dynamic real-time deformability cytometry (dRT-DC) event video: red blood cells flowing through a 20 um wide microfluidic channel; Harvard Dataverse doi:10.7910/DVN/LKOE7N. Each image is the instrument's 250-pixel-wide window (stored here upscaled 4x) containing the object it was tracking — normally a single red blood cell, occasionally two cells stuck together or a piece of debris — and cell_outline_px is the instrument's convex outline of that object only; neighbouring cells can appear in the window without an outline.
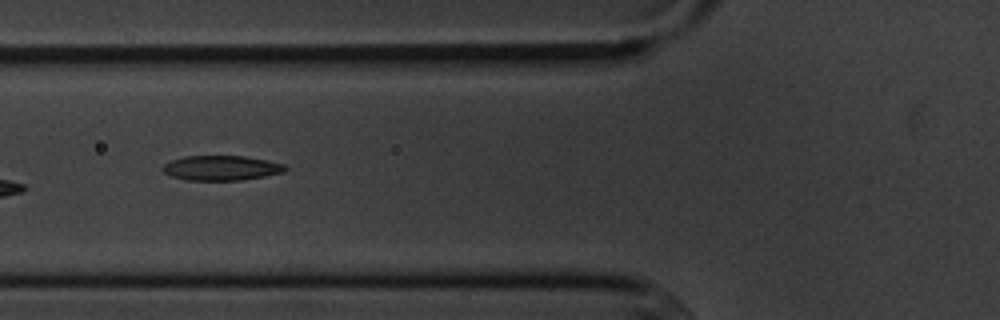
{"species": "common noctule bat (a hibernating species)", "species_latin": "Nyctalus noctula", "temperature_condition": "cold", "stored_images_in_passage": 14, "camera_frame_rate_fps": 3000, "um_per_image_px": 0.085, "animal": {"sex": "male", "body_mass_g": 20.1, "forearm_length_mm": 53.5}, "frame": {"image": 1, "passage_image": 5, "time_ms": 5.667, "image_size_px": [1000, 320], "cell_outline_px": [[288, 168], [284, 172], [264, 176], [240, 180], [184, 180], [172, 176], [164, 172], [160, 168], [164, 164], [172, 160], [184, 156], [244, 156], [268, 160], [284, 164]], "centroid_in_image_um": [18.81, 14.27], "position_along_channel_um": 107.0, "area_um2": 17.74}}
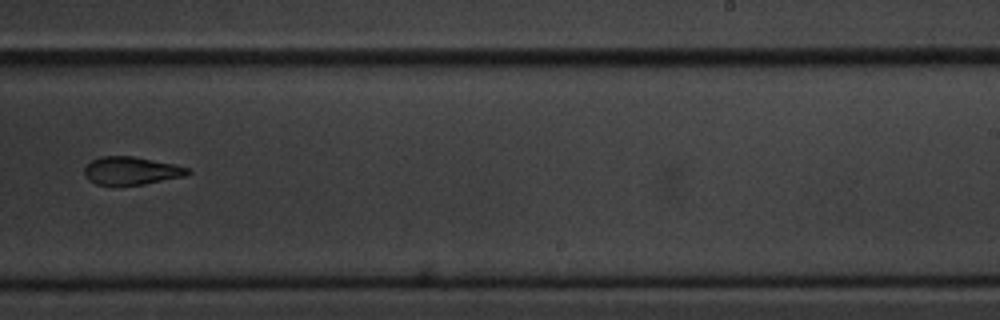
{"frame": {"image": 2, "passage_image": 9, "time_ms": 10.333, "image_size_px": [1000, 320], "cell_outline_px": [[192, 172], [184, 176], [144, 184], [96, 184], [88, 180], [84, 172], [84, 168], [92, 160], [100, 156], [132, 156], [176, 164], [188, 168]], "centroid_in_image_um": [11.17, 14.5], "position_along_channel_um": 277.8, "area_um2": 16.65}}
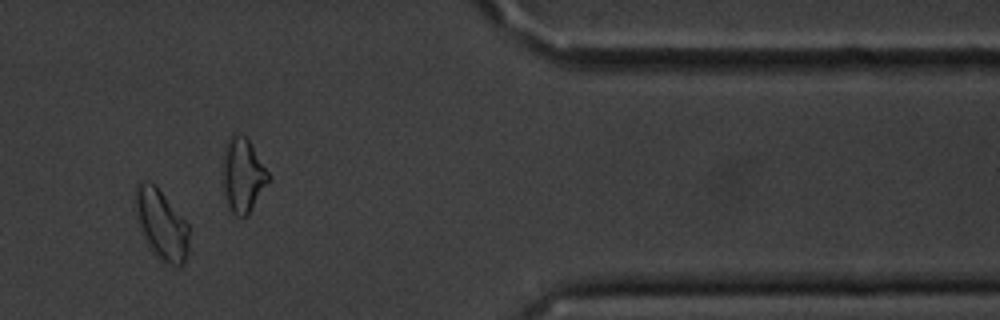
{"frame": {"image": 3, "passage_image": 12, "time_ms": 14.0, "image_size_px": [1000, 320], "cell_outline_px": [[188, 252], [184, 264], [180, 268], [164, 264], [148, 248], [144, 240], [136, 220], [132, 204], [136, 184], [140, 180], [144, 180], [156, 184], [188, 224]], "centroid_in_image_um": [13.66, 19.08], "position_along_channel_um": 397.7, "area_um2": 22.95}, "authors_computed_cell_mechanics": {"area_um2": 18.207, "velocity_mm_per_s": 3.6555, "shape_relaxation_time_tau1_ms": null, "shape_relaxation_time_tau2_ms": 3.8459, "deformation_change_tau1": null, "deformation_change_tau2": 0.1147}}